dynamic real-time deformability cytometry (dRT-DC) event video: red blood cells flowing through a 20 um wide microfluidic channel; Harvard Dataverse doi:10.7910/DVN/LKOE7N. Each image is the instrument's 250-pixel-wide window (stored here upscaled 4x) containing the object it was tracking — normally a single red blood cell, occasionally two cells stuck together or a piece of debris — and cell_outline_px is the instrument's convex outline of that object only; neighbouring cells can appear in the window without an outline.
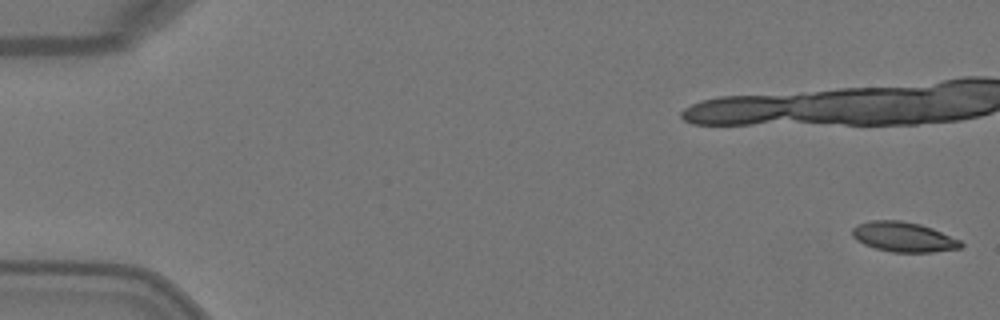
{"species": "Egyptian fruit bat (a non-hibernating species)", "species_latin": "Rousettus aegyptiacus", "temperature_condition": "warm", "stored_images_in_passage": 7, "camera_frame_rate_fps": 3000, "um_per_image_px": 0.085, "animal": {"sex": "female"}, "frame": {"image": 1, "passage_image": 1, "time_ms": 0.0, "image_size_px": [1000, 320], "cell_outline_px": [[964, 244], [960, 248], [932, 252], [892, 252], [876, 248], [864, 244], [856, 240], [852, 236], [852, 228], [868, 220], [900, 220], [920, 224], [932, 228], [960, 240]], "centroid_in_image_um": [76.79, 20.13], "position_along_channel_um": 8.2, "area_um2": 18.84}}